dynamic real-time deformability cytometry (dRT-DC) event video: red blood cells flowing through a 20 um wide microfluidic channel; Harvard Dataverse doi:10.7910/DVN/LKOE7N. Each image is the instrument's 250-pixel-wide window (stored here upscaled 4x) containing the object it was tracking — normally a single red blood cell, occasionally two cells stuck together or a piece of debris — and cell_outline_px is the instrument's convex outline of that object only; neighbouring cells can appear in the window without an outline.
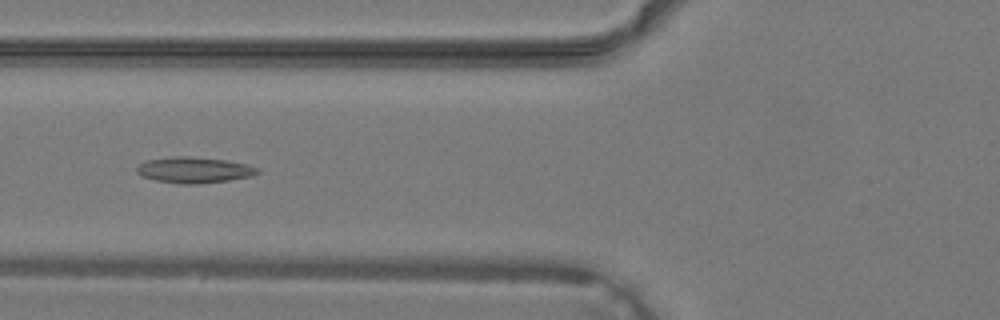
{"species": "common noctule bat (a hibernating species)", "species_latin": "Nyctalus noctula", "temperature_condition": "warm", "stored_images_in_passage": 39, "camera_frame_rate_fps": 3000, "um_per_image_px": 0.085, "animal": {"sex": "male", "body_mass_g": 19.2, "forearm_length_mm": 51.8}, "frame": {"image": 1, "passage_image": 15, "time_ms": 4.667, "image_size_px": [1000, 320], "cell_outline_px": [[260, 172], [252, 176], [228, 180], [196, 184], [180, 184], [156, 180], [144, 176], [136, 172], [136, 168], [144, 160], [176, 156], [188, 156], [228, 160], [260, 168]], "centroid_in_image_um": [16.51, 14.44], "position_along_channel_um": 109.3, "area_um2": 18.21}}
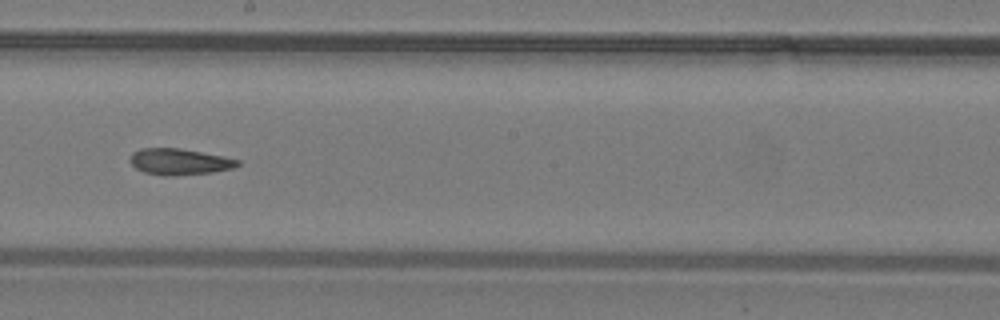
{"frame": {"image": 2, "passage_image": 22, "time_ms": 7.0, "image_size_px": [1000, 320], "cell_outline_px": [[240, 164], [232, 168], [212, 172], [168, 176], [164, 176], [144, 172], [136, 168], [132, 164], [132, 152], [140, 148], [180, 148], [224, 156], [240, 160]], "centroid_in_image_um": [15.26, 13.74], "position_along_channel_um": 232.9, "area_um2": 16.3}}
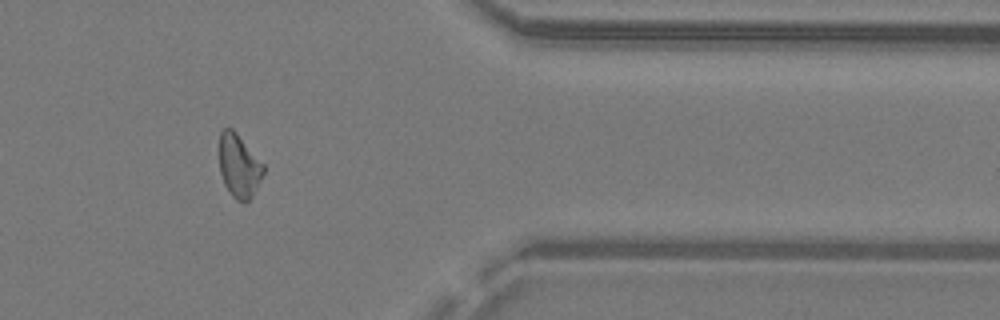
{"frame": {"image": 3, "passage_image": 32, "time_ms": 10.333, "image_size_px": [1000, 320], "cell_outline_px": [[264, 172], [252, 196], [244, 204], [236, 200], [232, 196], [224, 184], [220, 172], [220, 132], [224, 128], [232, 128], [236, 132], [264, 164]], "centroid_in_image_um": [20.31, 14.11], "position_along_channel_um": 391.1, "area_um2": 16.18}}